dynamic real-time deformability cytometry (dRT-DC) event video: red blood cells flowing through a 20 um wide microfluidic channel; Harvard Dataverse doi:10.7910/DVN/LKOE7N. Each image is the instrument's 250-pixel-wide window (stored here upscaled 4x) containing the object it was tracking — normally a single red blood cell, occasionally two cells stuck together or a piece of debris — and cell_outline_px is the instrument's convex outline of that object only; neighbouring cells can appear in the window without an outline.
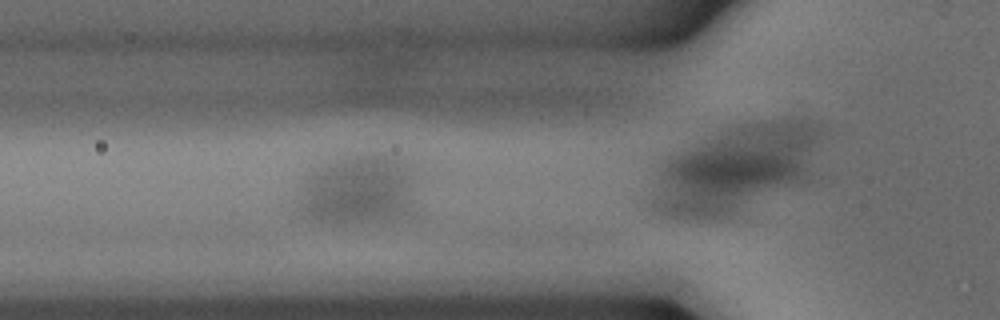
{"species": "common noctule bat (a hibernating species)", "species_latin": "Nyctalus noctula", "temperature_condition": "warm", "stored_images_in_passage": 9, "camera_frame_rate_fps": 3000, "um_per_image_px": 0.085, "animal": {"sex": "male", "body_mass_g": 15.6}, "frame": {"image": 1, "passage_image": 6, "time_ms": 1.667, "image_size_px": [1000, 320], "cell_outline_px": [[428, 220], [416, 224], [388, 228], [308, 224], [296, 216], [292, 212], [296, 208], [316, 196], [352, 176], [356, 176], [372, 180], [392, 192], [428, 216]], "centroid_in_image_um": [30.55, 17.57], "position_along_channel_um": 95.3, "area_um2": 31.62}}
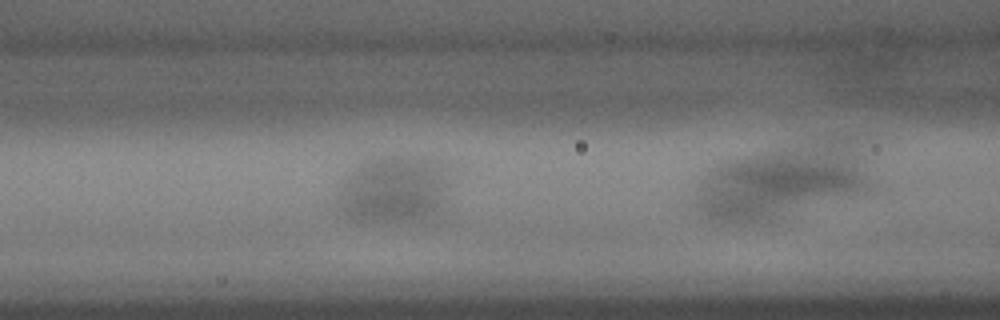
{"frame": {"image": 2, "passage_image": 8, "time_ms": 2.333, "image_size_px": [1000, 320], "cell_outline_px": [[460, 220], [456, 224], [432, 228], [372, 228], [348, 224], [332, 216], [332, 212], [340, 204], [372, 176], [384, 172], [428, 196], [452, 212]], "centroid_in_image_um": [33.34, 17.56], "position_along_channel_um": 133.3, "area_um2": 31.67}}